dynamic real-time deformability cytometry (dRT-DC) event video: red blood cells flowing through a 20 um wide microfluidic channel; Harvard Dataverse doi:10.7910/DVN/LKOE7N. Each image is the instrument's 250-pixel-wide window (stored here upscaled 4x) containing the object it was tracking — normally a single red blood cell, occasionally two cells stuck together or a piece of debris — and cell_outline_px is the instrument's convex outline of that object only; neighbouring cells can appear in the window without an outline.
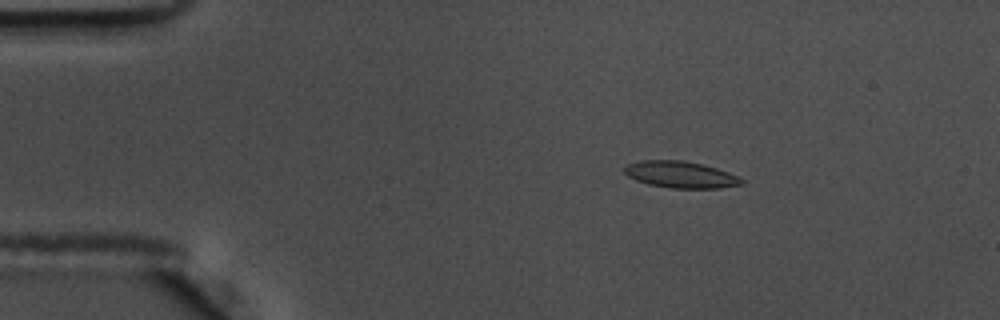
{"species": "common noctule bat (a hibernating species)", "species_latin": "Nyctalus noctula", "temperature_condition": "warm", "stored_images_in_passage": 49, "camera_frame_rate_fps": 3000, "um_per_image_px": 0.085, "animal": {"sex": "male", "body_mass_g": 17.5, "forearm_length_mm": 52.3}, "frame": {"image": 1, "passage_image": 2, "time_ms": 0.333, "image_size_px": [1000, 320], "cell_outline_px": [[744, 184], [720, 188], [672, 188], [648, 184], [636, 180], [628, 176], [624, 172], [624, 168], [628, 164], [640, 160], [680, 160], [700, 164], [716, 168], [728, 172], [744, 180]], "centroid_in_image_um": [57.84, 14.84], "position_along_channel_um": 27.2, "area_um2": 18.03}}
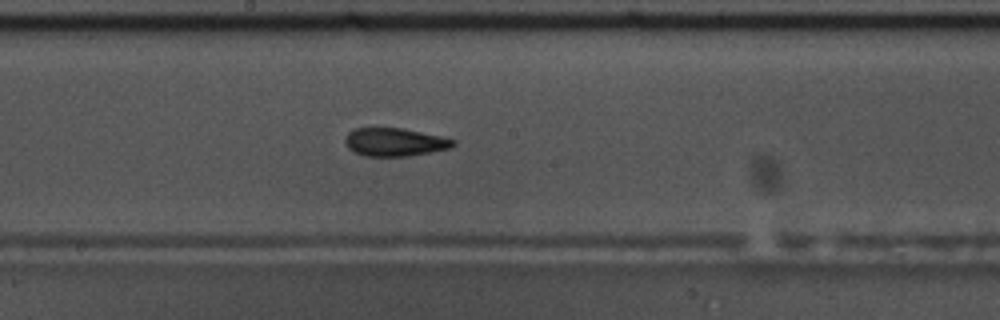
{"frame": {"image": 2, "passage_image": 23, "time_ms": 7.333, "image_size_px": [1000, 320], "cell_outline_px": [[456, 144], [452, 148], [432, 152], [408, 156], [364, 156], [352, 152], [348, 148], [344, 140], [344, 136], [352, 128], [404, 128], [440, 136], [456, 140]], "centroid_in_image_um": [33.53, 12.08], "position_along_channel_um": 214.7, "area_um2": 18.03}}
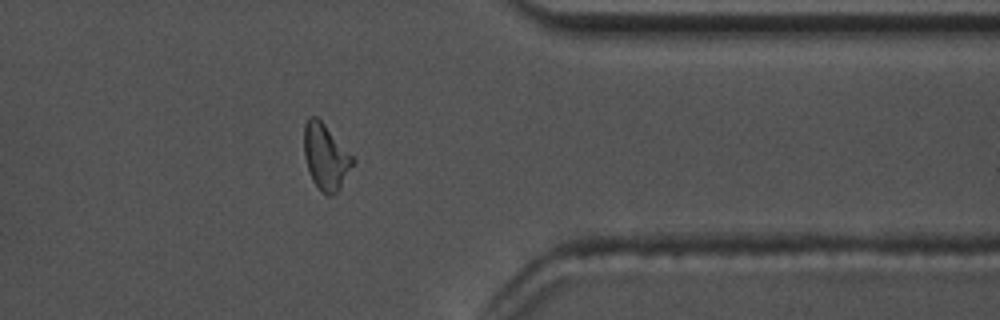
{"frame": {"image": 3, "passage_image": 38, "time_ms": 12.333, "image_size_px": [1000, 320], "cell_outline_px": [[356, 160], [340, 188], [332, 196], [328, 196], [320, 192], [312, 180], [304, 156], [304, 124], [308, 116], [316, 116], [324, 124]], "centroid_in_image_um": [27.67, 13.35], "position_along_channel_um": 383.7, "area_um2": 18.61}, "authors_computed_cell_mechanics": {"area_um2": 18.0336, "velocity_mm_per_s": 3.6133, "shape_relaxation_time_tau1_ms": 9.6226, "shape_relaxation_time_tau2_ms": 2.7237, "deformation_change_tau1": 0.203, "deformation_change_tau2": 0.1092}}